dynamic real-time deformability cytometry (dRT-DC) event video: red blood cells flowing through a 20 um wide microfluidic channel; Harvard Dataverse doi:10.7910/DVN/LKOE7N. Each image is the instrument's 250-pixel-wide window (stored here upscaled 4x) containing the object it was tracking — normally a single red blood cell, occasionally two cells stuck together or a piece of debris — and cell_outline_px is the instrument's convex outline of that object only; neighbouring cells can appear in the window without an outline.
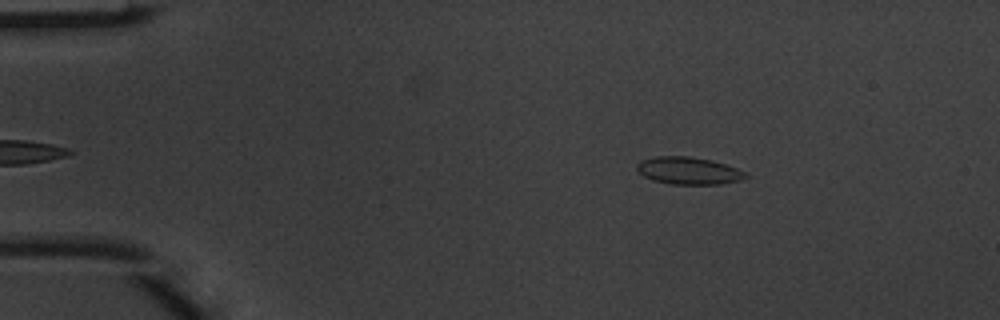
{"species": "common noctule bat (a hibernating species)", "species_latin": "Nyctalus noctula", "temperature_condition": "warm", "stored_images_in_passage": 4, "camera_frame_rate_fps": 3000, "um_per_image_px": 0.085, "animal": {"sex": "male", "body_mass_g": 20.1, "forearm_length_mm": 53.5}, "frame": {"image": 1, "passage_image": 1, "time_ms": 0.0, "image_size_px": [1000, 320], "cell_outline_px": [[748, 176], [740, 180], [720, 184], [672, 184], [652, 180], [644, 176], [636, 168], [636, 164], [640, 160], [656, 156], [688, 156], [712, 160], [736, 168], [744, 172]], "centroid_in_image_um": [58.49, 14.5], "position_along_channel_um": 26.5, "area_um2": 17.22}}
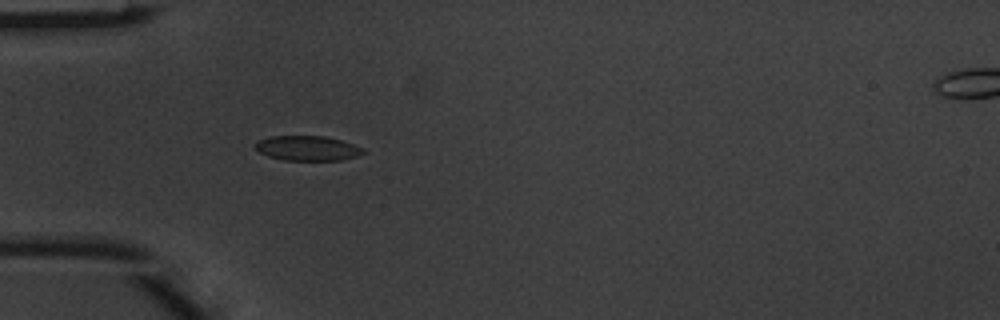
{"frame": {"image": 2, "passage_image": 3, "time_ms": 0.667, "image_size_px": [1000, 320], "cell_outline_px": [[368, 152], [356, 156], [340, 160], [284, 160], [268, 156], [260, 152], [256, 148], [256, 144], [260, 140], [268, 136], [324, 136], [340, 140], [364, 148]], "centroid_in_image_um": [26.17, 12.6], "position_along_channel_um": 58.8, "area_um2": 15.49}}